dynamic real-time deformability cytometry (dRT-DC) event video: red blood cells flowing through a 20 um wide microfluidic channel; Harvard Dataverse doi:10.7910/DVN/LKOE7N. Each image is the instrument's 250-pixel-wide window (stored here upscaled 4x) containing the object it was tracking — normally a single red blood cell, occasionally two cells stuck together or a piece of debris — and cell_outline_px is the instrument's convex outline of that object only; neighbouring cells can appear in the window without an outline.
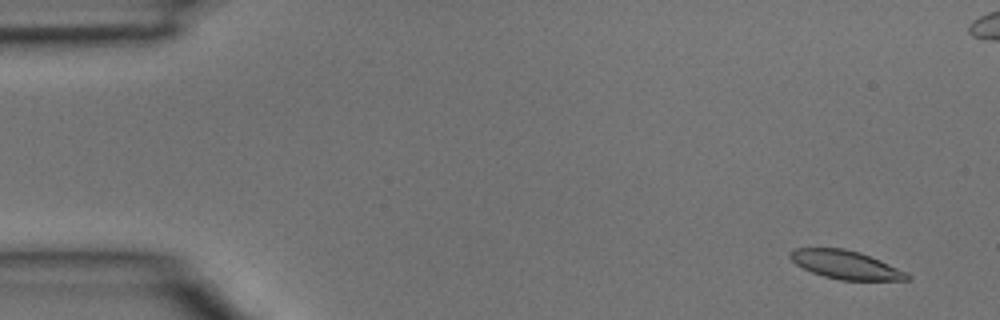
{"species": "common noctule bat (a hibernating species)", "species_latin": "Nyctalus noctula", "temperature_condition": "room temperature", "stored_images_in_passage": 4, "camera_frame_rate_fps": 3000, "um_per_image_px": 0.085, "animal": {"sex": "male", "body_mass_g": 15.6}, "frame": {"image": 1, "passage_image": 1, "time_ms": 0.0, "image_size_px": [1000, 320], "cell_outline_px": [[912, 276], [908, 280], [840, 280], [824, 276], [812, 272], [796, 264], [788, 256], [788, 252], [796, 248], [844, 248], [860, 252], [880, 260], [908, 272]], "centroid_in_image_um": [71.9, 22.5], "position_along_channel_um": 13.1, "area_um2": 19.42}}